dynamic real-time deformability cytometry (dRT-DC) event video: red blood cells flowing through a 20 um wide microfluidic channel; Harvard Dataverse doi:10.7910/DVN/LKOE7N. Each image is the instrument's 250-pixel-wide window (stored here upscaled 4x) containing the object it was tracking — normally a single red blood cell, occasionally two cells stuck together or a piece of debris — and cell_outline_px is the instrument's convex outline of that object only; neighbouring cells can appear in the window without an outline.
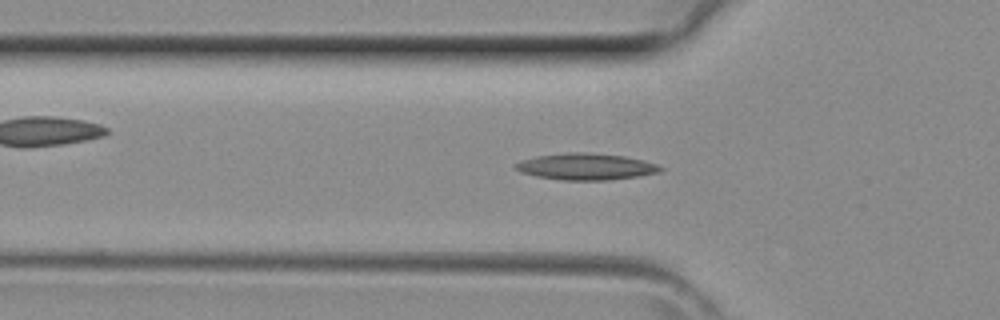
{"species": "common noctule bat (a hibernating species)", "species_latin": "Nyctalus noctula", "temperature_condition": "room temperature", "stored_images_in_passage": 40, "camera_frame_rate_fps": 3000, "um_per_image_px": 0.085, "animal": {"sex": "female", "body_mass_g": 29.2, "forearm_length_mm": 56.3}, "frame": {"image": 1, "passage_image": 13, "time_ms": 4.0, "image_size_px": [1000, 320], "cell_outline_px": [[664, 168], [660, 172], [636, 176], [608, 180], [560, 180], [536, 176], [520, 172], [512, 164], [520, 160], [536, 156], [568, 152], [584, 152], [624, 156], [656, 164]], "centroid_in_image_um": [49.74, 14.16], "position_along_channel_um": 76.1, "area_um2": 22.31}}
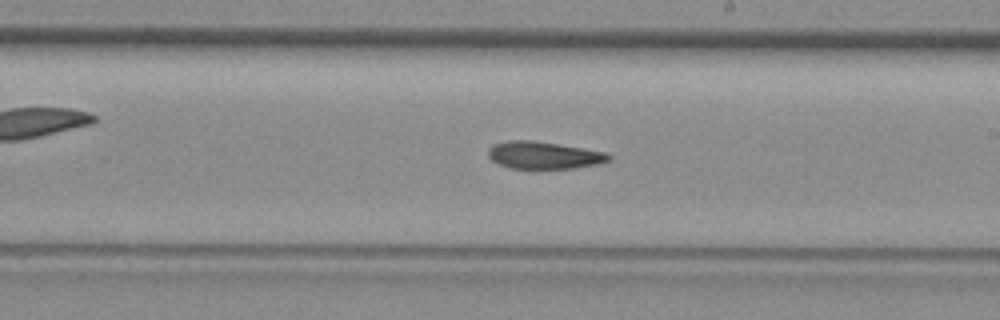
{"frame": {"image": 2, "passage_image": 23, "time_ms": 7.333, "image_size_px": [1000, 320], "cell_outline_px": [[612, 156], [608, 160], [596, 164], [572, 168], [508, 168], [492, 160], [488, 156], [488, 148], [492, 144], [508, 140], [532, 140], [604, 152]], "centroid_in_image_um": [46.14, 13.19], "position_along_channel_um": 242.9, "area_um2": 18.84}}
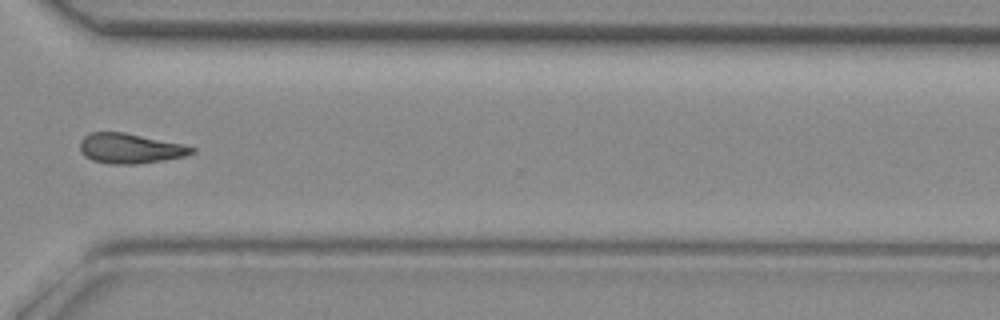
{"frame": {"image": 3, "passage_image": 30, "time_ms": 9.667, "image_size_px": [1000, 320], "cell_outline_px": [[196, 152], [184, 156], [164, 160], [136, 164], [108, 164], [92, 160], [84, 156], [80, 152], [80, 140], [84, 136], [92, 132], [124, 132], [180, 144], [196, 148]], "centroid_in_image_um": [11.02, 12.62], "position_along_channel_um": 359.6, "area_um2": 19.48}}